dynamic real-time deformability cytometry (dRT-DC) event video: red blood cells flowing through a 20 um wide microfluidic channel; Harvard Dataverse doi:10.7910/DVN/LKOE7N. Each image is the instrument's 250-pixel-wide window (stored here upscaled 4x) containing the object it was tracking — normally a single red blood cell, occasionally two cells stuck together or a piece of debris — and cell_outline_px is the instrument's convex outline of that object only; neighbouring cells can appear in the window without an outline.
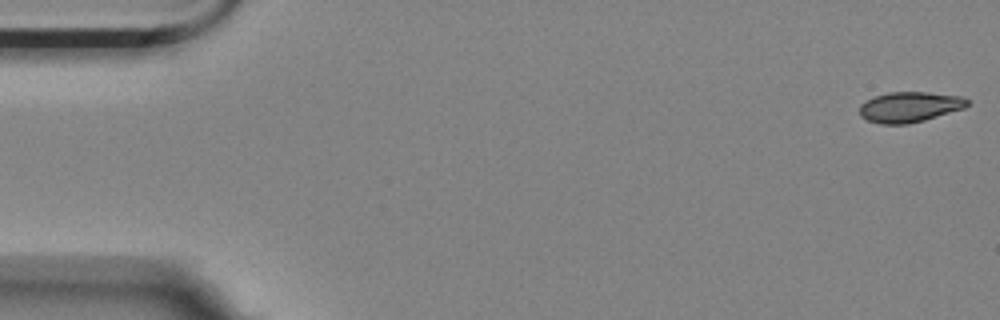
{"species": "Egyptian fruit bat (a non-hibernating species)", "species_latin": "Rousettus aegyptiacus", "temperature_condition": "room temperature", "stored_images_in_passage": 7, "camera_frame_rate_fps": 3000, "um_per_image_px": 0.085, "animal": {"sex": "female"}, "frame": {"image": 1, "passage_image": 1, "time_ms": 0.0, "image_size_px": [1000, 320], "cell_outline_px": [[968, 104], [964, 108], [924, 120], [908, 124], [880, 124], [868, 120], [860, 116], [860, 104], [876, 96], [888, 92], [928, 92], [964, 96], [968, 100]], "centroid_in_image_um": [77.33, 9.09], "position_along_channel_um": 7.7, "area_um2": 19.02}}
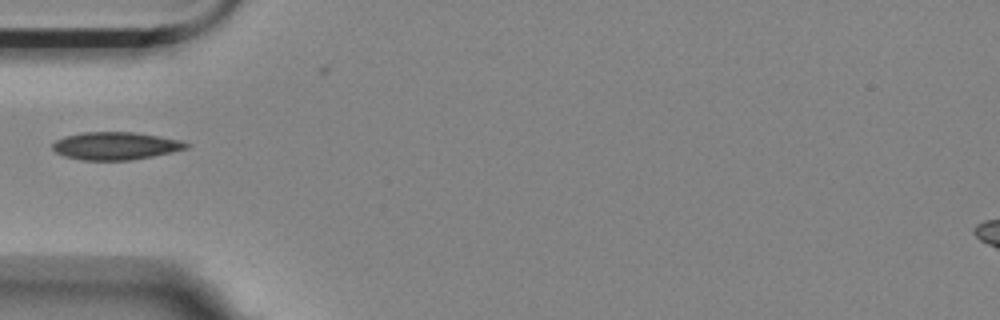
{"frame": {"image": 2, "passage_image": 6, "time_ms": 1.667, "image_size_px": [1000, 320], "cell_outline_px": [[192, 144], [188, 148], [172, 152], [132, 160], [84, 160], [64, 156], [56, 152], [52, 148], [52, 144], [56, 140], [64, 136], [84, 132], [136, 132], [180, 140]], "centroid_in_image_um": [9.83, 12.39], "position_along_channel_um": 75.2, "area_um2": 21.62}}
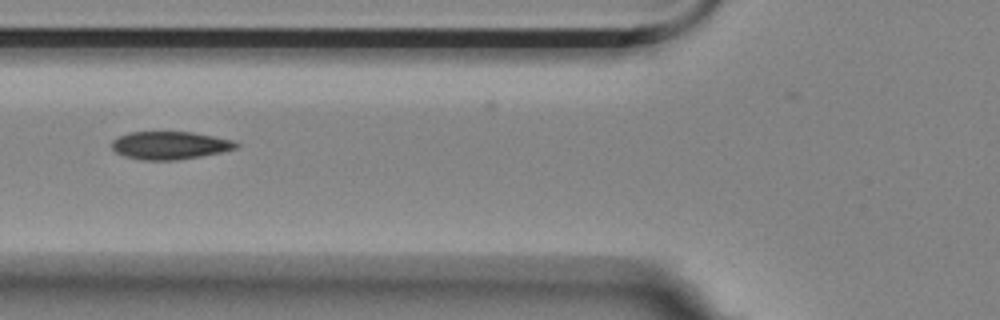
{"frame": {"image": 3, "passage_image": 7, "time_ms": 2.0, "image_size_px": [1000, 320], "cell_outline_px": [[240, 144], [236, 148], [220, 152], [200, 156], [176, 160], [144, 160], [124, 156], [116, 152], [112, 148], [112, 140], [128, 132], [192, 132], [232, 140]], "centroid_in_image_um": [14.41, 12.35], "position_along_channel_um": 111.4, "area_um2": 20.0}}